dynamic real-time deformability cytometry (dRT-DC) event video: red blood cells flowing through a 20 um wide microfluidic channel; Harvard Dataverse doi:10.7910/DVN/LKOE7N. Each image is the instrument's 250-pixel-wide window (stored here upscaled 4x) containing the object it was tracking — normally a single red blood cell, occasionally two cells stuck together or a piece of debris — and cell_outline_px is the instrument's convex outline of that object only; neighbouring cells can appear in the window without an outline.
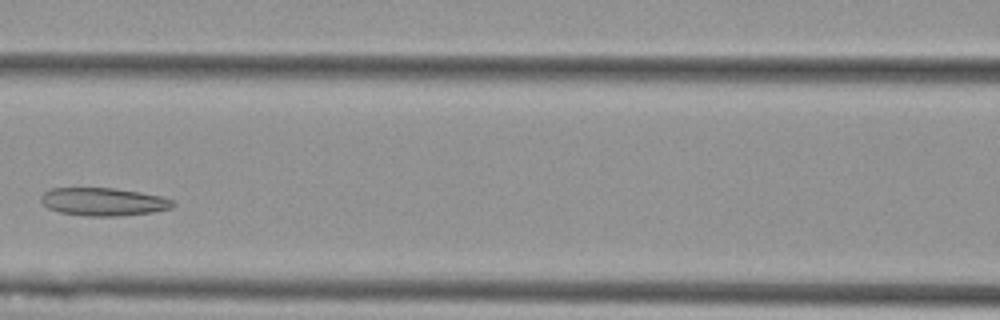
{"species": "Egyptian fruit bat (a non-hibernating species)", "species_latin": "Rousettus aegyptiacus", "temperature_condition": "cold", "stored_images_in_passage": 8, "camera_frame_rate_fps": 3000, "um_per_image_px": 0.085, "animal": {"sex": "female"}, "frame": {"image": 1, "passage_image": 5, "time_ms": 1.333, "image_size_px": [1000, 320], "cell_outline_px": [[176, 204], [172, 208], [152, 212], [116, 216], [88, 216], [60, 212], [48, 208], [40, 200], [40, 196], [44, 192], [52, 188], [112, 188], [140, 192], [160, 196], [176, 200]], "centroid_in_image_um": [8.81, 17.14], "position_along_channel_um": 157.8, "area_um2": 21.5}}
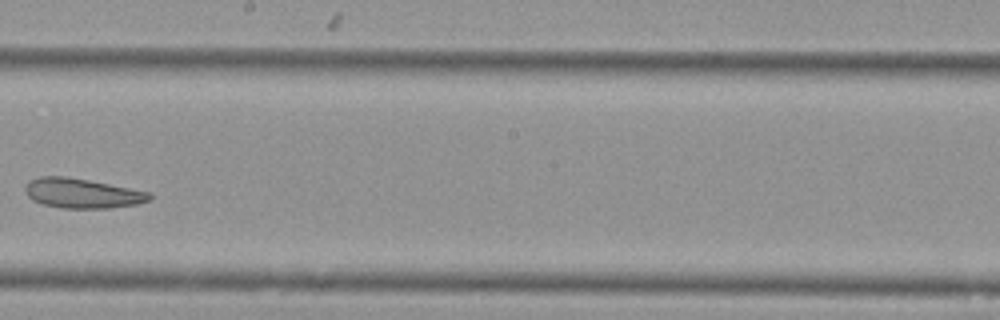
{"frame": {"image": 2, "passage_image": 7, "time_ms": 2.0, "image_size_px": [1000, 320], "cell_outline_px": [[152, 200], [136, 204], [108, 208], [60, 208], [44, 204], [32, 200], [24, 192], [24, 188], [28, 180], [40, 176], [64, 176], [88, 180], [152, 192]], "centroid_in_image_um": [6.98, 16.42], "position_along_channel_um": 241.2, "area_um2": 21.68}}
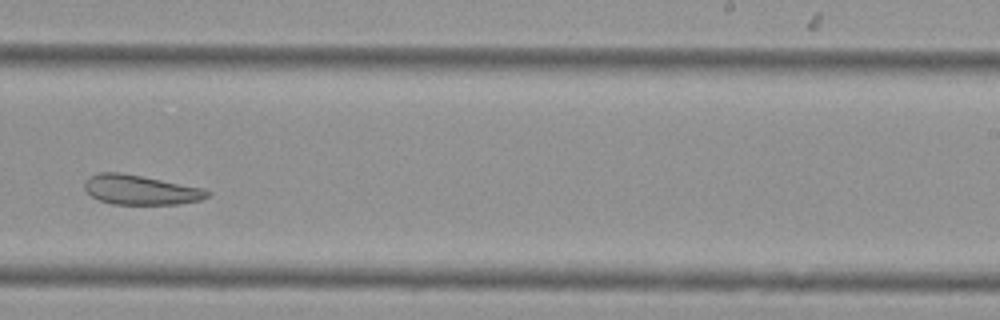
{"frame": {"image": 3, "passage_image": 8, "time_ms": 2.333, "image_size_px": [1000, 320], "cell_outline_px": [[212, 192], [208, 196], [200, 200], [180, 204], [112, 204], [100, 200], [92, 196], [84, 188], [84, 180], [88, 176], [100, 172], [120, 172], [204, 188]], "centroid_in_image_um": [11.94, 16.13], "position_along_channel_um": 277.1, "area_um2": 21.21}}